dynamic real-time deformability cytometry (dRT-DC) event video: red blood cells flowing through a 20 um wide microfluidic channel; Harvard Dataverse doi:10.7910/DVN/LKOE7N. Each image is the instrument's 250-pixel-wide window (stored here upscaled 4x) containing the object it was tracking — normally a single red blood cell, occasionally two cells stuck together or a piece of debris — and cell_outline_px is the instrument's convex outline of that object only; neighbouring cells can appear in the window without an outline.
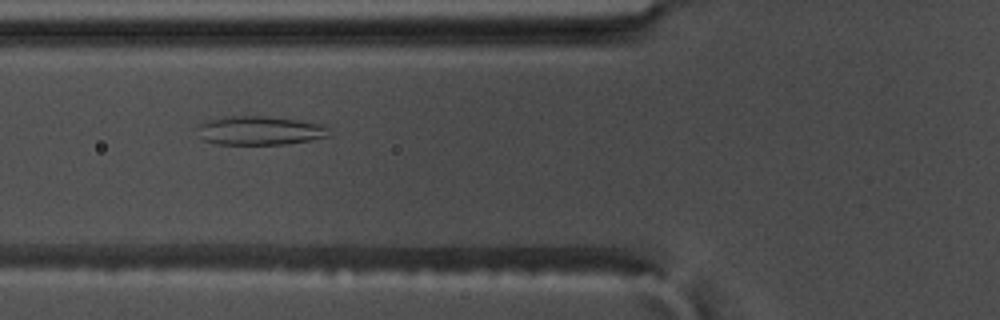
{"species": "common noctule bat (a hibernating species)", "species_latin": "Nyctalus noctula", "temperature_condition": "warm", "stored_images_in_passage": 40, "camera_frame_rate_fps": 3000, "um_per_image_px": 0.085, "animal": {"sex": "male", "body_mass_g": 17.5, "forearm_length_mm": 52.3}, "frame": {"image": 1, "passage_image": 7, "time_ms": 2.0, "image_size_px": [1000, 320], "cell_outline_px": [[328, 136], [312, 140], [284, 144], [216, 144], [204, 140], [200, 136], [196, 128], [200, 124], [208, 120], [228, 116], [268, 116], [300, 120], [324, 124], [328, 128]], "centroid_in_image_um": [22.09, 11.09], "position_along_channel_um": 103.7, "area_um2": 22.2}}
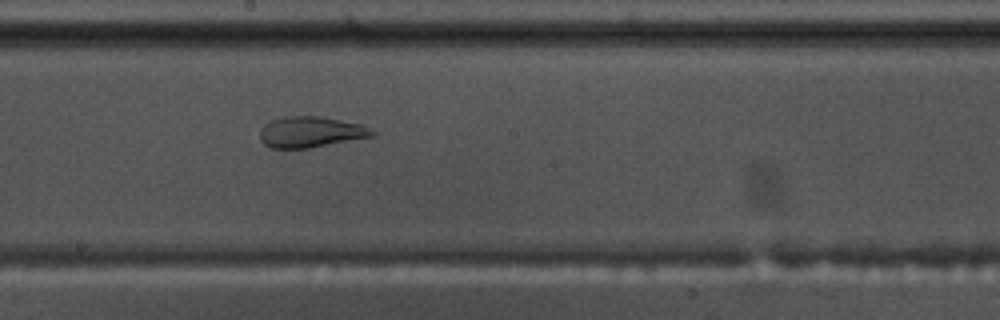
{"frame": {"image": 2, "passage_image": 17, "time_ms": 5.333, "image_size_px": [1000, 320], "cell_outline_px": [[376, 132], [372, 136], [308, 148], [272, 148], [264, 144], [260, 140], [260, 128], [264, 124], [272, 120], [284, 116], [324, 116], [360, 124]], "centroid_in_image_um": [26.36, 11.21], "position_along_channel_um": 221.8, "area_um2": 20.11}}
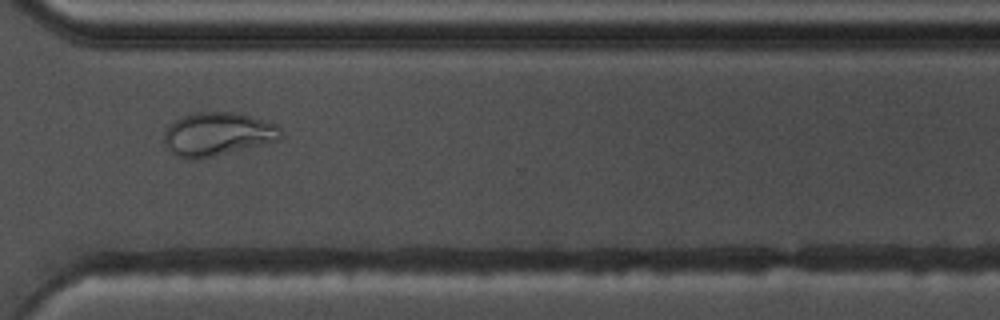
{"frame": {"image": 3, "passage_image": 28, "time_ms": 9.0, "image_size_px": [1000, 320], "cell_outline_px": [[280, 140], [192, 160], [176, 156], [164, 144], [164, 132], [176, 120], [184, 116], [196, 112], [236, 112], [276, 124], [280, 128]], "centroid_in_image_um": [18.47, 11.39], "position_along_channel_um": 352.1, "area_um2": 28.9}}